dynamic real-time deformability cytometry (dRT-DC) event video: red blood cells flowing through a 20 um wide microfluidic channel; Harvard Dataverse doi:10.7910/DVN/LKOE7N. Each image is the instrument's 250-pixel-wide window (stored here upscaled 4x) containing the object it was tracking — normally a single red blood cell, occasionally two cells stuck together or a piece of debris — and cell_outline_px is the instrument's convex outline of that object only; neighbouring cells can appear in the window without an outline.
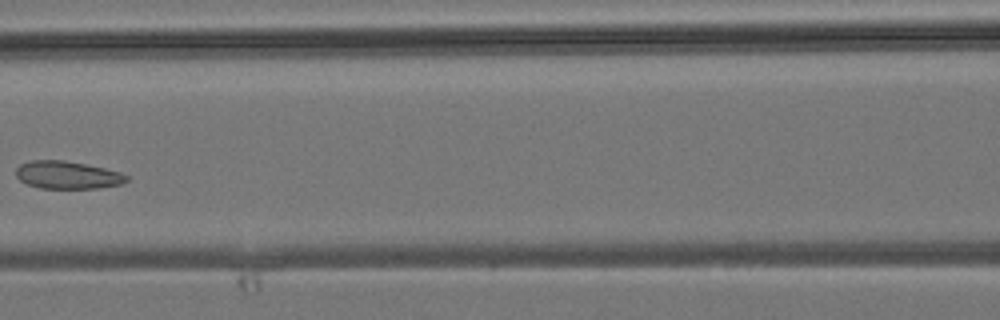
{"species": "common noctule bat (a hibernating species)", "species_latin": "Nyctalus noctula", "temperature_condition": "room temperature", "stored_images_in_passage": 5, "camera_frame_rate_fps": 3000, "um_per_image_px": 0.085, "animal": {"sex": "male", "body_mass_g": 19.2, "forearm_length_mm": 51.8}, "frame": {"image": 1, "passage_image": 5, "time_ms": 4.667, "image_size_px": [1000, 320], "cell_outline_px": [[128, 180], [120, 184], [100, 188], [40, 188], [28, 184], [20, 180], [16, 176], [16, 168], [20, 164], [32, 160], [64, 160], [88, 164], [120, 172], [128, 176]], "centroid_in_image_um": [5.73, 14.87], "position_along_channel_um": 160.9, "area_um2": 17.86}}